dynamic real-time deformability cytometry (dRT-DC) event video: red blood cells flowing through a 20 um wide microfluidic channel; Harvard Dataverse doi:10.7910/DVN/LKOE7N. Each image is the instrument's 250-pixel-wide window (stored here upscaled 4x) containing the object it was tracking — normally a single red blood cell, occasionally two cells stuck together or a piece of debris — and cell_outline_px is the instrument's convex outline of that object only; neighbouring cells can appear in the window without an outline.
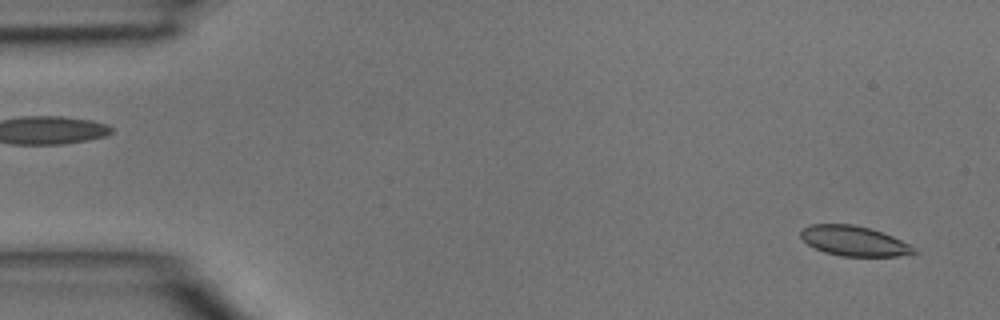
{"species": "common noctule bat (a hibernating species)", "species_latin": "Nyctalus noctula", "temperature_condition": "room temperature", "stored_images_in_passage": 45, "camera_frame_rate_fps": 3000, "um_per_image_px": 0.085, "animal": {"sex": "male", "body_mass_g": 15.6}, "frame": {"image": 1, "passage_image": 2, "time_ms": 0.333, "image_size_px": [1000, 320], "cell_outline_px": [[920, 252], [896, 256], [840, 256], [824, 252], [808, 244], [800, 236], [800, 232], [808, 224], [852, 224], [872, 228], [892, 236], [916, 248]], "centroid_in_image_um": [72.59, 20.47], "position_along_channel_um": 12.4, "area_um2": 19.77}}
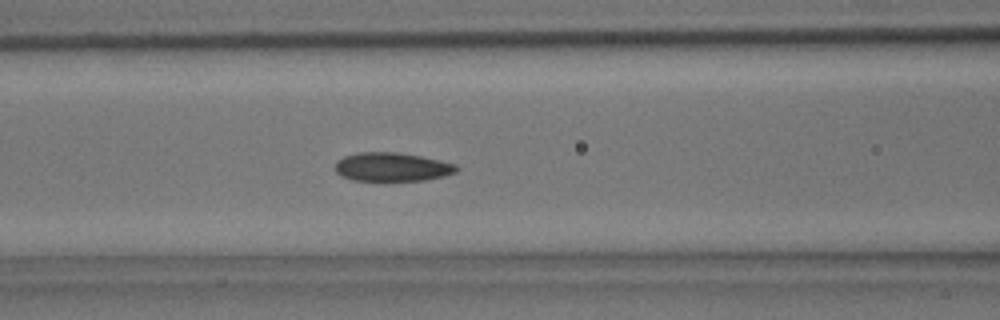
{"frame": {"image": 2, "passage_image": 18, "time_ms": 5.667, "image_size_px": [1000, 320], "cell_outline_px": [[460, 168], [456, 172], [444, 176], [424, 180], [352, 180], [340, 176], [336, 172], [336, 160], [344, 156], [356, 152], [396, 152], [420, 156], [456, 164]], "centroid_in_image_um": [33.3, 14.18], "position_along_channel_um": 133.3, "area_um2": 20.29}}
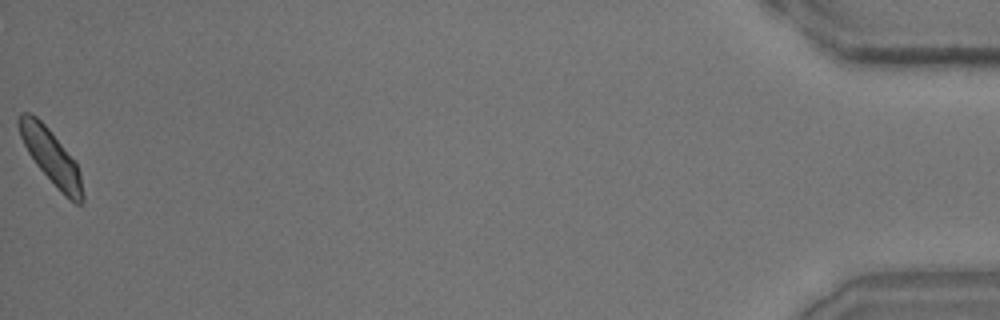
{"frame": {"image": 3, "passage_image": 45, "time_ms": 14.667, "image_size_px": [1000, 320], "cell_outline_px": [[84, 200], [80, 204], [76, 204], [68, 200], [64, 196], [36, 164], [28, 152], [20, 136], [16, 124], [16, 120], [20, 112], [28, 112], [36, 116], [48, 128], [76, 160], [80, 172], [84, 196]], "centroid_in_image_um": [4.35, 13.32], "position_along_channel_um": 430.9, "area_um2": 20.52}}